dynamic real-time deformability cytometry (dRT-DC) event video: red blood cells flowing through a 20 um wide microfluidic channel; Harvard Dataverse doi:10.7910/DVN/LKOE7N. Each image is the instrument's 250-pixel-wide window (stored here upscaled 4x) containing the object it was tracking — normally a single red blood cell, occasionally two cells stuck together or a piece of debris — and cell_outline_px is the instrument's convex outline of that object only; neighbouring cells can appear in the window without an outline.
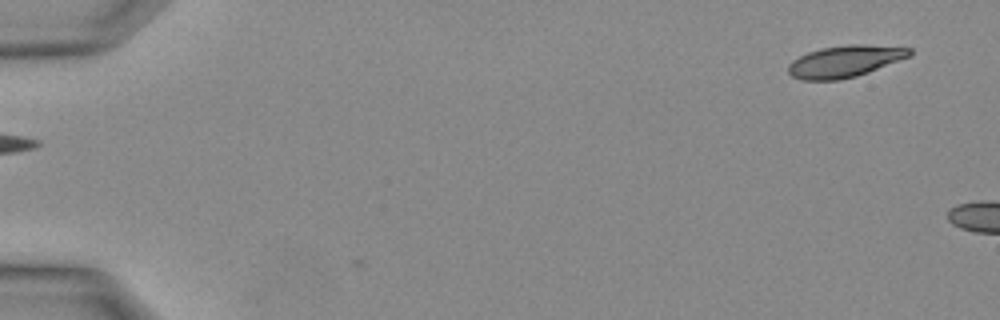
{"species": "Egyptian fruit bat (a non-hibernating species)", "species_latin": "Rousettus aegyptiacus", "temperature_condition": "warm", "stored_images_in_passage": 3, "camera_frame_rate_fps": 3000, "um_per_image_px": 0.085, "animal": {"sex": "female"}, "frame": {"image": 1, "passage_image": 1, "time_ms": 0.0, "image_size_px": [1000, 320], "cell_outline_px": [[912, 56], [868, 72], [856, 76], [840, 80], [804, 80], [792, 76], [788, 72], [788, 64], [792, 60], [808, 52], [820, 48], [848, 44], [864, 44], [912, 48]], "centroid_in_image_um": [71.83, 5.2], "position_along_channel_um": 13.2, "area_um2": 22.54}}